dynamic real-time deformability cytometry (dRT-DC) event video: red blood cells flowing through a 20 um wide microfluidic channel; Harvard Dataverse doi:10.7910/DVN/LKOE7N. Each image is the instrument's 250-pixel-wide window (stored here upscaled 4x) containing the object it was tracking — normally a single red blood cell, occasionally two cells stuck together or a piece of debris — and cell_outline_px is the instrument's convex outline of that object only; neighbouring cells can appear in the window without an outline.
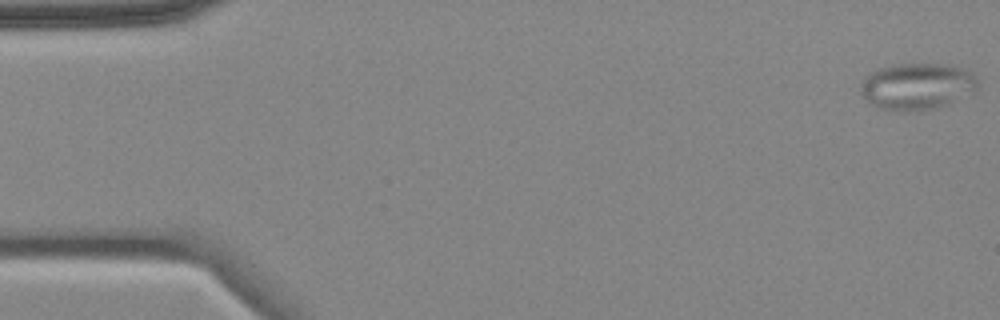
{"species": "common noctule bat (a hibernating species)", "species_latin": "Nyctalus noctula", "temperature_condition": "cold", "stored_images_in_passage": 5, "camera_frame_rate_fps": 3000, "um_per_image_px": 0.085, "animal": {"sex": "female", "body_mass_g": 18.4}, "frame": {"image": 1, "passage_image": 1, "time_ms": 0.0, "image_size_px": [1000, 320], "cell_outline_px": [[976, 88], [948, 104], [936, 108], [904, 112], [880, 108], [868, 104], [860, 92], [860, 88], [864, 76], [880, 68], [900, 64], [948, 64], [972, 72], [976, 76]], "centroid_in_image_um": [77.88, 7.34], "position_along_channel_um": 7.1, "area_um2": 31.62}}
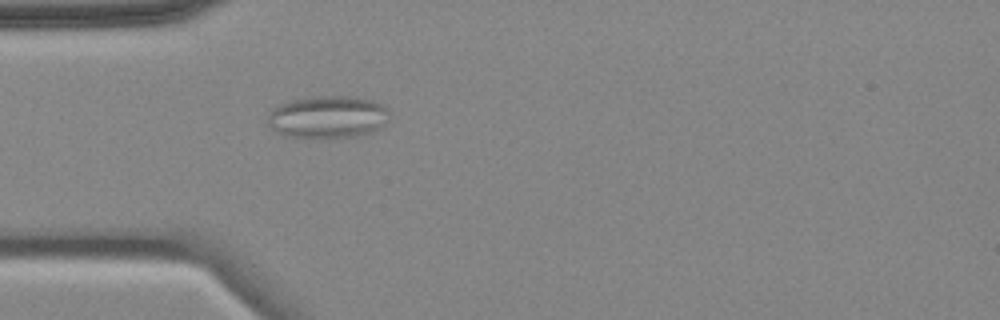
{"frame": {"image": 2, "passage_image": 5, "time_ms": 5.0, "image_size_px": [1000, 320], "cell_outline_px": [[392, 116], [380, 128], [360, 136], [288, 136], [276, 132], [268, 124], [268, 116], [280, 104], [292, 100], [312, 96], [356, 96], [380, 104], [388, 108], [392, 112]], "centroid_in_image_um": [27.93, 9.92], "position_along_channel_um": 57.1, "area_um2": 29.71}}